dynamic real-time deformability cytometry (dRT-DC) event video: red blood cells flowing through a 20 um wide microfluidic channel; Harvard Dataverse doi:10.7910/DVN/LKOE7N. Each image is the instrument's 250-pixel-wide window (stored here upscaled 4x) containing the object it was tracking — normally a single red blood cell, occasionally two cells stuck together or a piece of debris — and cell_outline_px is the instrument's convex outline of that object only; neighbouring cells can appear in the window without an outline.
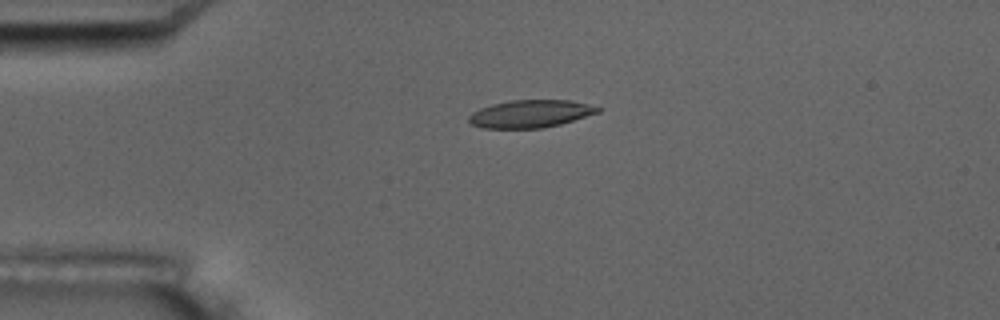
{"species": "common noctule bat (a hibernating species)", "species_latin": "Nyctalus noctula", "temperature_condition": "room temperature", "stored_images_in_passage": 5, "camera_frame_rate_fps": 3000, "um_per_image_px": 0.085, "animal": {"sex": "male", "body_mass_g": 17.5, "forearm_length_mm": 52.3}, "frame": {"image": 1, "passage_image": 3, "time_ms": 2.333, "image_size_px": [1000, 320], "cell_outline_px": [[600, 112], [560, 124], [540, 128], [484, 128], [472, 124], [468, 120], [468, 116], [472, 112], [480, 108], [492, 104], [512, 100], [572, 100], [600, 108]], "centroid_in_image_um": [45.06, 9.67], "position_along_channel_um": 39.9, "area_um2": 20.58}}